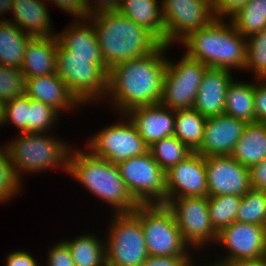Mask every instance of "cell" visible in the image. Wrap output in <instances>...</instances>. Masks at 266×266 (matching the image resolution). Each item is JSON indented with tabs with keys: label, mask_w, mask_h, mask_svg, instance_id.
I'll list each match as a JSON object with an SVG mask.
<instances>
[{
	"label": "cell",
	"mask_w": 266,
	"mask_h": 266,
	"mask_svg": "<svg viewBox=\"0 0 266 266\" xmlns=\"http://www.w3.org/2000/svg\"><path fill=\"white\" fill-rule=\"evenodd\" d=\"M29 97L26 94L16 97L5 104L4 125H12L19 133L28 132Z\"/></svg>",
	"instance_id": "74e56055"
},
{
	"label": "cell",
	"mask_w": 266,
	"mask_h": 266,
	"mask_svg": "<svg viewBox=\"0 0 266 266\" xmlns=\"http://www.w3.org/2000/svg\"><path fill=\"white\" fill-rule=\"evenodd\" d=\"M165 45L181 42L190 33L205 28L215 18L211 0H161Z\"/></svg>",
	"instance_id": "4fadbf2b"
},
{
	"label": "cell",
	"mask_w": 266,
	"mask_h": 266,
	"mask_svg": "<svg viewBox=\"0 0 266 266\" xmlns=\"http://www.w3.org/2000/svg\"><path fill=\"white\" fill-rule=\"evenodd\" d=\"M169 59L160 104L171 110L193 109L203 74L208 67L185 53L177 62Z\"/></svg>",
	"instance_id": "8fae6325"
},
{
	"label": "cell",
	"mask_w": 266,
	"mask_h": 266,
	"mask_svg": "<svg viewBox=\"0 0 266 266\" xmlns=\"http://www.w3.org/2000/svg\"><path fill=\"white\" fill-rule=\"evenodd\" d=\"M245 70L254 73V80L266 79V29L246 38Z\"/></svg>",
	"instance_id": "836d02e7"
},
{
	"label": "cell",
	"mask_w": 266,
	"mask_h": 266,
	"mask_svg": "<svg viewBox=\"0 0 266 266\" xmlns=\"http://www.w3.org/2000/svg\"><path fill=\"white\" fill-rule=\"evenodd\" d=\"M249 0H211L215 19H230Z\"/></svg>",
	"instance_id": "ab89813d"
},
{
	"label": "cell",
	"mask_w": 266,
	"mask_h": 266,
	"mask_svg": "<svg viewBox=\"0 0 266 266\" xmlns=\"http://www.w3.org/2000/svg\"><path fill=\"white\" fill-rule=\"evenodd\" d=\"M5 102L0 99V127L4 125L5 121Z\"/></svg>",
	"instance_id": "f907efd6"
},
{
	"label": "cell",
	"mask_w": 266,
	"mask_h": 266,
	"mask_svg": "<svg viewBox=\"0 0 266 266\" xmlns=\"http://www.w3.org/2000/svg\"><path fill=\"white\" fill-rule=\"evenodd\" d=\"M132 213L140 220L148 256H194L166 205L140 204Z\"/></svg>",
	"instance_id": "52a82bcc"
},
{
	"label": "cell",
	"mask_w": 266,
	"mask_h": 266,
	"mask_svg": "<svg viewBox=\"0 0 266 266\" xmlns=\"http://www.w3.org/2000/svg\"><path fill=\"white\" fill-rule=\"evenodd\" d=\"M5 266H41L28 251L14 250L5 258Z\"/></svg>",
	"instance_id": "ee69618b"
},
{
	"label": "cell",
	"mask_w": 266,
	"mask_h": 266,
	"mask_svg": "<svg viewBox=\"0 0 266 266\" xmlns=\"http://www.w3.org/2000/svg\"><path fill=\"white\" fill-rule=\"evenodd\" d=\"M129 193L139 204H167L166 172L148 151L117 165Z\"/></svg>",
	"instance_id": "30bf717a"
},
{
	"label": "cell",
	"mask_w": 266,
	"mask_h": 266,
	"mask_svg": "<svg viewBox=\"0 0 266 266\" xmlns=\"http://www.w3.org/2000/svg\"><path fill=\"white\" fill-rule=\"evenodd\" d=\"M206 120L194 109L175 110L174 136L192 152H196L203 140Z\"/></svg>",
	"instance_id": "f1b7e54d"
},
{
	"label": "cell",
	"mask_w": 266,
	"mask_h": 266,
	"mask_svg": "<svg viewBox=\"0 0 266 266\" xmlns=\"http://www.w3.org/2000/svg\"><path fill=\"white\" fill-rule=\"evenodd\" d=\"M241 200L238 195L208 196L210 221L217 233L236 221Z\"/></svg>",
	"instance_id": "1f68e13d"
},
{
	"label": "cell",
	"mask_w": 266,
	"mask_h": 266,
	"mask_svg": "<svg viewBox=\"0 0 266 266\" xmlns=\"http://www.w3.org/2000/svg\"><path fill=\"white\" fill-rule=\"evenodd\" d=\"M60 116L61 114L51 106L29 98L28 132L50 133Z\"/></svg>",
	"instance_id": "e575fe53"
},
{
	"label": "cell",
	"mask_w": 266,
	"mask_h": 266,
	"mask_svg": "<svg viewBox=\"0 0 266 266\" xmlns=\"http://www.w3.org/2000/svg\"><path fill=\"white\" fill-rule=\"evenodd\" d=\"M46 266H75L68 246L60 240L48 249Z\"/></svg>",
	"instance_id": "f35d334b"
},
{
	"label": "cell",
	"mask_w": 266,
	"mask_h": 266,
	"mask_svg": "<svg viewBox=\"0 0 266 266\" xmlns=\"http://www.w3.org/2000/svg\"><path fill=\"white\" fill-rule=\"evenodd\" d=\"M247 124L225 113L207 118L203 140L196 152L203 157L231 155Z\"/></svg>",
	"instance_id": "e0dca14e"
},
{
	"label": "cell",
	"mask_w": 266,
	"mask_h": 266,
	"mask_svg": "<svg viewBox=\"0 0 266 266\" xmlns=\"http://www.w3.org/2000/svg\"><path fill=\"white\" fill-rule=\"evenodd\" d=\"M25 94V78L19 68L0 65V99L5 103Z\"/></svg>",
	"instance_id": "8d00e7d4"
},
{
	"label": "cell",
	"mask_w": 266,
	"mask_h": 266,
	"mask_svg": "<svg viewBox=\"0 0 266 266\" xmlns=\"http://www.w3.org/2000/svg\"><path fill=\"white\" fill-rule=\"evenodd\" d=\"M149 152L165 172L192 153V151L174 135L153 142L149 146Z\"/></svg>",
	"instance_id": "4dcf8cb0"
},
{
	"label": "cell",
	"mask_w": 266,
	"mask_h": 266,
	"mask_svg": "<svg viewBox=\"0 0 266 266\" xmlns=\"http://www.w3.org/2000/svg\"><path fill=\"white\" fill-rule=\"evenodd\" d=\"M72 149L67 173L95 197L109 204L114 214L132 213L140 205L129 193L117 165L92 155L87 149Z\"/></svg>",
	"instance_id": "3957f363"
},
{
	"label": "cell",
	"mask_w": 266,
	"mask_h": 266,
	"mask_svg": "<svg viewBox=\"0 0 266 266\" xmlns=\"http://www.w3.org/2000/svg\"><path fill=\"white\" fill-rule=\"evenodd\" d=\"M119 118L120 121L111 123L110 126H105L94 133L84 144V149L92 155L106 159L113 165L149 151L148 144L139 135L129 117L120 114Z\"/></svg>",
	"instance_id": "9c48e42d"
},
{
	"label": "cell",
	"mask_w": 266,
	"mask_h": 266,
	"mask_svg": "<svg viewBox=\"0 0 266 266\" xmlns=\"http://www.w3.org/2000/svg\"><path fill=\"white\" fill-rule=\"evenodd\" d=\"M57 36L33 37L27 44L21 72L25 79L56 73Z\"/></svg>",
	"instance_id": "603a6c76"
},
{
	"label": "cell",
	"mask_w": 266,
	"mask_h": 266,
	"mask_svg": "<svg viewBox=\"0 0 266 266\" xmlns=\"http://www.w3.org/2000/svg\"><path fill=\"white\" fill-rule=\"evenodd\" d=\"M57 39L70 56L92 57L93 63H104L93 23L87 17L74 18L57 33Z\"/></svg>",
	"instance_id": "44dd1931"
},
{
	"label": "cell",
	"mask_w": 266,
	"mask_h": 266,
	"mask_svg": "<svg viewBox=\"0 0 266 266\" xmlns=\"http://www.w3.org/2000/svg\"><path fill=\"white\" fill-rule=\"evenodd\" d=\"M251 188L266 192V159L250 168Z\"/></svg>",
	"instance_id": "f6af8a7d"
},
{
	"label": "cell",
	"mask_w": 266,
	"mask_h": 266,
	"mask_svg": "<svg viewBox=\"0 0 266 266\" xmlns=\"http://www.w3.org/2000/svg\"><path fill=\"white\" fill-rule=\"evenodd\" d=\"M229 20L245 38L266 29V0H249Z\"/></svg>",
	"instance_id": "f546056e"
},
{
	"label": "cell",
	"mask_w": 266,
	"mask_h": 266,
	"mask_svg": "<svg viewBox=\"0 0 266 266\" xmlns=\"http://www.w3.org/2000/svg\"><path fill=\"white\" fill-rule=\"evenodd\" d=\"M32 38L7 18H0V65L21 69L27 44Z\"/></svg>",
	"instance_id": "484cf974"
},
{
	"label": "cell",
	"mask_w": 266,
	"mask_h": 266,
	"mask_svg": "<svg viewBox=\"0 0 266 266\" xmlns=\"http://www.w3.org/2000/svg\"><path fill=\"white\" fill-rule=\"evenodd\" d=\"M161 44L154 52L114 65L108 72L107 98L117 114L131 109L158 104L161 101L167 50Z\"/></svg>",
	"instance_id": "6da1fadb"
},
{
	"label": "cell",
	"mask_w": 266,
	"mask_h": 266,
	"mask_svg": "<svg viewBox=\"0 0 266 266\" xmlns=\"http://www.w3.org/2000/svg\"><path fill=\"white\" fill-rule=\"evenodd\" d=\"M23 186L15 175L5 146L2 145L0 147V204L10 202L13 197H17V194L21 195Z\"/></svg>",
	"instance_id": "d590c367"
},
{
	"label": "cell",
	"mask_w": 266,
	"mask_h": 266,
	"mask_svg": "<svg viewBox=\"0 0 266 266\" xmlns=\"http://www.w3.org/2000/svg\"><path fill=\"white\" fill-rule=\"evenodd\" d=\"M208 196H243L251 189L250 169L230 155L205 157Z\"/></svg>",
	"instance_id": "9a60e30c"
},
{
	"label": "cell",
	"mask_w": 266,
	"mask_h": 266,
	"mask_svg": "<svg viewBox=\"0 0 266 266\" xmlns=\"http://www.w3.org/2000/svg\"><path fill=\"white\" fill-rule=\"evenodd\" d=\"M224 113L247 123L255 122L254 81L234 79L227 89Z\"/></svg>",
	"instance_id": "83f0119b"
},
{
	"label": "cell",
	"mask_w": 266,
	"mask_h": 266,
	"mask_svg": "<svg viewBox=\"0 0 266 266\" xmlns=\"http://www.w3.org/2000/svg\"><path fill=\"white\" fill-rule=\"evenodd\" d=\"M216 243L228 250L221 260H266V226L235 221L218 233Z\"/></svg>",
	"instance_id": "5bb4252c"
},
{
	"label": "cell",
	"mask_w": 266,
	"mask_h": 266,
	"mask_svg": "<svg viewBox=\"0 0 266 266\" xmlns=\"http://www.w3.org/2000/svg\"><path fill=\"white\" fill-rule=\"evenodd\" d=\"M255 122L266 124V79L254 82Z\"/></svg>",
	"instance_id": "60d3db41"
},
{
	"label": "cell",
	"mask_w": 266,
	"mask_h": 266,
	"mask_svg": "<svg viewBox=\"0 0 266 266\" xmlns=\"http://www.w3.org/2000/svg\"><path fill=\"white\" fill-rule=\"evenodd\" d=\"M194 257L149 256L141 266H191Z\"/></svg>",
	"instance_id": "7bdbcfd3"
},
{
	"label": "cell",
	"mask_w": 266,
	"mask_h": 266,
	"mask_svg": "<svg viewBox=\"0 0 266 266\" xmlns=\"http://www.w3.org/2000/svg\"><path fill=\"white\" fill-rule=\"evenodd\" d=\"M230 156L249 169L266 159V124L248 123Z\"/></svg>",
	"instance_id": "d4e9b609"
},
{
	"label": "cell",
	"mask_w": 266,
	"mask_h": 266,
	"mask_svg": "<svg viewBox=\"0 0 266 266\" xmlns=\"http://www.w3.org/2000/svg\"><path fill=\"white\" fill-rule=\"evenodd\" d=\"M61 240L68 246L75 266H107L105 239L85 233L72 240Z\"/></svg>",
	"instance_id": "4316f807"
},
{
	"label": "cell",
	"mask_w": 266,
	"mask_h": 266,
	"mask_svg": "<svg viewBox=\"0 0 266 266\" xmlns=\"http://www.w3.org/2000/svg\"><path fill=\"white\" fill-rule=\"evenodd\" d=\"M236 222L266 226V192L251 188L242 196Z\"/></svg>",
	"instance_id": "d6a6232c"
},
{
	"label": "cell",
	"mask_w": 266,
	"mask_h": 266,
	"mask_svg": "<svg viewBox=\"0 0 266 266\" xmlns=\"http://www.w3.org/2000/svg\"><path fill=\"white\" fill-rule=\"evenodd\" d=\"M56 72L84 107L105 100L109 72L105 63H93L92 57L70 56L58 43Z\"/></svg>",
	"instance_id": "8992f818"
},
{
	"label": "cell",
	"mask_w": 266,
	"mask_h": 266,
	"mask_svg": "<svg viewBox=\"0 0 266 266\" xmlns=\"http://www.w3.org/2000/svg\"><path fill=\"white\" fill-rule=\"evenodd\" d=\"M87 17L100 11L116 10L121 0H83Z\"/></svg>",
	"instance_id": "bcb514c9"
},
{
	"label": "cell",
	"mask_w": 266,
	"mask_h": 266,
	"mask_svg": "<svg viewBox=\"0 0 266 266\" xmlns=\"http://www.w3.org/2000/svg\"><path fill=\"white\" fill-rule=\"evenodd\" d=\"M13 0H0V15L10 13Z\"/></svg>",
	"instance_id": "c3c4849f"
},
{
	"label": "cell",
	"mask_w": 266,
	"mask_h": 266,
	"mask_svg": "<svg viewBox=\"0 0 266 266\" xmlns=\"http://www.w3.org/2000/svg\"><path fill=\"white\" fill-rule=\"evenodd\" d=\"M94 26L106 68L154 52L161 43L146 29L117 10L87 17Z\"/></svg>",
	"instance_id": "7a4b0ae2"
},
{
	"label": "cell",
	"mask_w": 266,
	"mask_h": 266,
	"mask_svg": "<svg viewBox=\"0 0 266 266\" xmlns=\"http://www.w3.org/2000/svg\"><path fill=\"white\" fill-rule=\"evenodd\" d=\"M165 44V30L160 0H121L116 9Z\"/></svg>",
	"instance_id": "cb8c5ba5"
},
{
	"label": "cell",
	"mask_w": 266,
	"mask_h": 266,
	"mask_svg": "<svg viewBox=\"0 0 266 266\" xmlns=\"http://www.w3.org/2000/svg\"><path fill=\"white\" fill-rule=\"evenodd\" d=\"M108 230L107 266H141L149 257L140 220L133 213H113Z\"/></svg>",
	"instance_id": "ba28073f"
},
{
	"label": "cell",
	"mask_w": 266,
	"mask_h": 266,
	"mask_svg": "<svg viewBox=\"0 0 266 266\" xmlns=\"http://www.w3.org/2000/svg\"><path fill=\"white\" fill-rule=\"evenodd\" d=\"M126 115L148 146L174 135L175 110L160 103L133 108Z\"/></svg>",
	"instance_id": "d6986e66"
},
{
	"label": "cell",
	"mask_w": 266,
	"mask_h": 266,
	"mask_svg": "<svg viewBox=\"0 0 266 266\" xmlns=\"http://www.w3.org/2000/svg\"><path fill=\"white\" fill-rule=\"evenodd\" d=\"M178 44L186 48L185 54L188 57L207 67L244 70L246 38L234 28L229 19H214L205 28L190 33Z\"/></svg>",
	"instance_id": "277c9868"
},
{
	"label": "cell",
	"mask_w": 266,
	"mask_h": 266,
	"mask_svg": "<svg viewBox=\"0 0 266 266\" xmlns=\"http://www.w3.org/2000/svg\"><path fill=\"white\" fill-rule=\"evenodd\" d=\"M193 260H194V259H192L191 266H196V265L194 264L195 261H193ZM214 261H215V262H214ZM214 261H212L211 264H210V263H207V264H209V265H204V266H230L229 263H228L227 261H224V260H221V259L218 260V257H217V261H216V260H214ZM213 262H214V263H213Z\"/></svg>",
	"instance_id": "681fc988"
},
{
	"label": "cell",
	"mask_w": 266,
	"mask_h": 266,
	"mask_svg": "<svg viewBox=\"0 0 266 266\" xmlns=\"http://www.w3.org/2000/svg\"><path fill=\"white\" fill-rule=\"evenodd\" d=\"M232 71L208 67L203 74L193 109L203 117L210 118L224 114L227 89L234 80Z\"/></svg>",
	"instance_id": "ac0fdd59"
},
{
	"label": "cell",
	"mask_w": 266,
	"mask_h": 266,
	"mask_svg": "<svg viewBox=\"0 0 266 266\" xmlns=\"http://www.w3.org/2000/svg\"><path fill=\"white\" fill-rule=\"evenodd\" d=\"M166 206L172 211L182 238L190 249L199 250L216 244L218 233L210 221L208 197H177Z\"/></svg>",
	"instance_id": "7c38bea8"
},
{
	"label": "cell",
	"mask_w": 266,
	"mask_h": 266,
	"mask_svg": "<svg viewBox=\"0 0 266 266\" xmlns=\"http://www.w3.org/2000/svg\"><path fill=\"white\" fill-rule=\"evenodd\" d=\"M44 2H52L62 11L71 14V18H86L87 11L83 0H43Z\"/></svg>",
	"instance_id": "b9f144b4"
},
{
	"label": "cell",
	"mask_w": 266,
	"mask_h": 266,
	"mask_svg": "<svg viewBox=\"0 0 266 266\" xmlns=\"http://www.w3.org/2000/svg\"><path fill=\"white\" fill-rule=\"evenodd\" d=\"M47 5L43 0H13L10 11L13 19L8 22L33 37L57 36Z\"/></svg>",
	"instance_id": "7402d4cb"
},
{
	"label": "cell",
	"mask_w": 266,
	"mask_h": 266,
	"mask_svg": "<svg viewBox=\"0 0 266 266\" xmlns=\"http://www.w3.org/2000/svg\"><path fill=\"white\" fill-rule=\"evenodd\" d=\"M230 266H266V260H232Z\"/></svg>",
	"instance_id": "7dc6e473"
},
{
	"label": "cell",
	"mask_w": 266,
	"mask_h": 266,
	"mask_svg": "<svg viewBox=\"0 0 266 266\" xmlns=\"http://www.w3.org/2000/svg\"><path fill=\"white\" fill-rule=\"evenodd\" d=\"M25 94L30 98L51 106L60 114L77 110L82 105L68 90L57 72L45 76L25 79ZM62 111V113H61Z\"/></svg>",
	"instance_id": "ffe728a7"
},
{
	"label": "cell",
	"mask_w": 266,
	"mask_h": 266,
	"mask_svg": "<svg viewBox=\"0 0 266 266\" xmlns=\"http://www.w3.org/2000/svg\"><path fill=\"white\" fill-rule=\"evenodd\" d=\"M16 137L4 146L21 183L25 173H42L55 167L67 173L72 146L60 137L57 139L53 134L33 132L18 133Z\"/></svg>",
	"instance_id": "5b68a950"
},
{
	"label": "cell",
	"mask_w": 266,
	"mask_h": 266,
	"mask_svg": "<svg viewBox=\"0 0 266 266\" xmlns=\"http://www.w3.org/2000/svg\"><path fill=\"white\" fill-rule=\"evenodd\" d=\"M167 203L177 197L206 196L207 173L205 157L192 152L166 171Z\"/></svg>",
	"instance_id": "2e32d148"
}]
</instances>
